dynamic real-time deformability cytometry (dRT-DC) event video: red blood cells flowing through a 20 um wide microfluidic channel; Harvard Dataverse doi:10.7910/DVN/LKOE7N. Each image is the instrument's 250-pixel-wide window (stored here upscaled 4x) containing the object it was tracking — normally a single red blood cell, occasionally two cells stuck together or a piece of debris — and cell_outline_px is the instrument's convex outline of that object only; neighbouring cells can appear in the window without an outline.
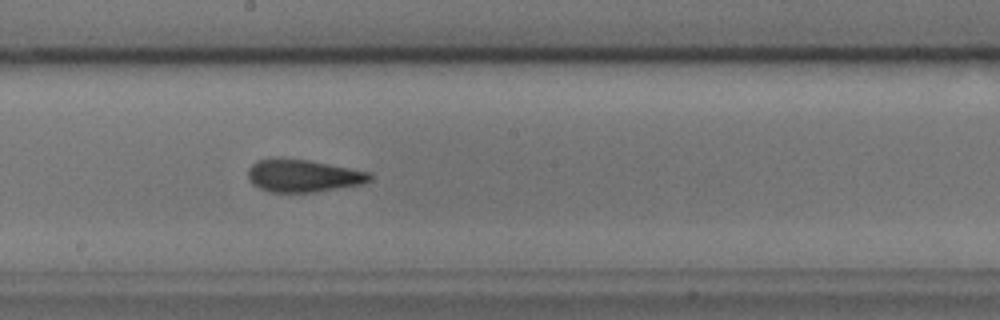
{"species": "common noctule bat (a hibernating species)", "species_latin": "Nyctalus noctula", "temperature_condition": "cold", "stored_images_in_passage": 39, "camera_frame_rate_fps": 3000, "um_per_image_px": 0.085, "animal": {"sex": "male", "body_mass_g": 17.9, "forearm_length_mm": 54.2}, "frame": {"image": 1, "passage_image": 23, "time_ms": 7.333, "image_size_px": [1000, 320], "cell_outline_px": [[372, 180], [360, 184], [316, 192], [268, 192], [252, 184], [248, 176], [248, 168], [256, 160], [308, 160], [372, 172]], "centroid_in_image_um": [25.8, 14.96], "position_along_channel_um": 222.4, "area_um2": 22.72}, "authors_computed_cell_mechanics": {"area_um2": 22.5998, "velocity_mm_per_s": 3.7637, "shape_relaxation_time_tau1_ms": null, "shape_relaxation_time_tau2_ms": 2.2692, "deformation_change_tau1": null, "deformation_change_tau2": 0.0888}}